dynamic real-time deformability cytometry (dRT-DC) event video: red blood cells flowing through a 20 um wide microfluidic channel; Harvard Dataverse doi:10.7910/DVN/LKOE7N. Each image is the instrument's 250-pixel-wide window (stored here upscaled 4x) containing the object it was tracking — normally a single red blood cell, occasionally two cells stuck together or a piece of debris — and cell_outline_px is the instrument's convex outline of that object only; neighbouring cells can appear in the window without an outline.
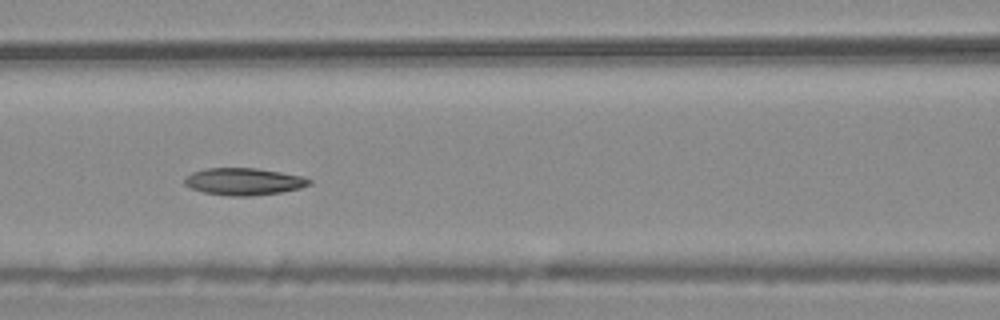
{"species": "common noctule bat (a hibernating species)", "species_latin": "Nyctalus noctula", "temperature_condition": "warm", "stored_images_in_passage": 9, "camera_frame_rate_fps": 3000, "um_per_image_px": 0.085, "animal": {"sex": "male", "body_mass_g": 20.4}, "frame": {"image": 1, "passage_image": 6, "time_ms": 1.667, "image_size_px": [1000, 320], "cell_outline_px": [[312, 184], [300, 188], [280, 192], [252, 196], [228, 196], [204, 192], [192, 188], [184, 184], [184, 176], [192, 172], [208, 168], [256, 168], [280, 172], [300, 176], [312, 180]], "centroid_in_image_um": [20.7, 15.43], "position_along_channel_um": 145.9, "area_um2": 19.65}}
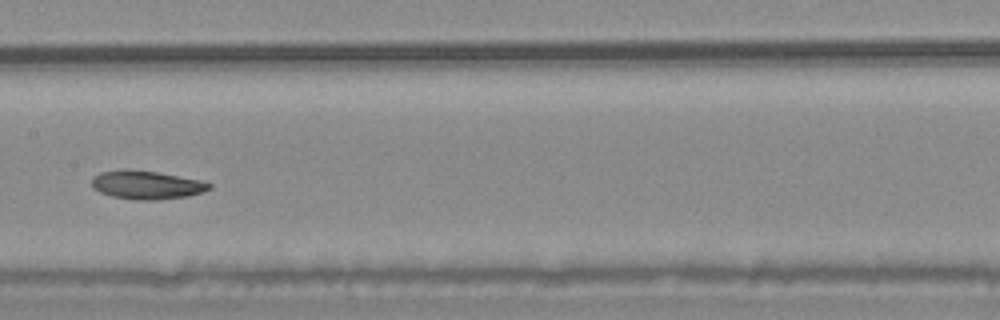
{"frame": {"image": 2, "passage_image": 7, "time_ms": 2.0, "image_size_px": [1000, 320], "cell_outline_px": [[212, 188], [204, 192], [188, 196], [156, 200], [136, 200], [112, 196], [100, 192], [92, 188], [92, 180], [100, 172], [156, 172], [204, 180], [212, 184]], "centroid_in_image_um": [12.58, 15.76], "position_along_channel_um": 194.8, "area_um2": 18.9}}
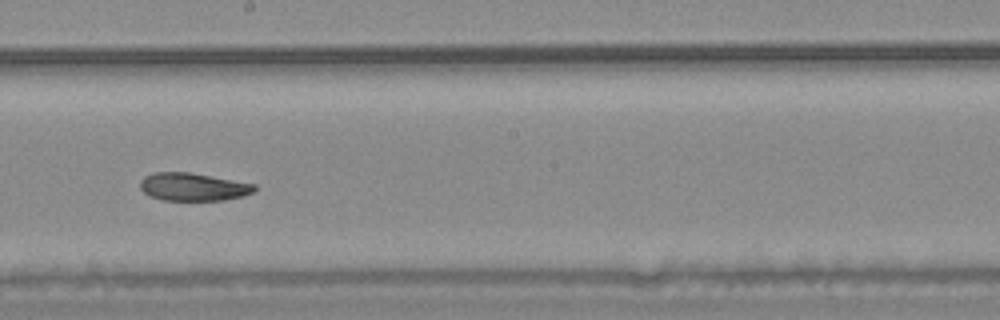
{"frame": {"image": 3, "passage_image": 8, "time_ms": 2.333, "image_size_px": [1000, 320], "cell_outline_px": [[256, 188], [252, 192], [244, 196], [224, 200], [164, 200], [152, 196], [144, 192], [140, 188], [140, 180], [144, 176], [152, 172], [188, 172], [256, 184]], "centroid_in_image_um": [16.4, 15.88], "position_along_channel_um": 231.8, "area_um2": 18.5}}